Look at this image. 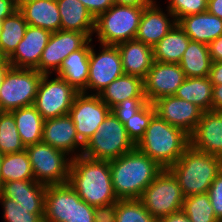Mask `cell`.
Returning <instances> with one entry per match:
<instances>
[{
	"instance_id": "6da1fadb",
	"label": "cell",
	"mask_w": 222,
	"mask_h": 222,
	"mask_svg": "<svg viewBox=\"0 0 222 222\" xmlns=\"http://www.w3.org/2000/svg\"><path fill=\"white\" fill-rule=\"evenodd\" d=\"M69 185L78 196L93 207L117 202L108 160L78 156L72 158Z\"/></svg>"
},
{
	"instance_id": "7a4b0ae2",
	"label": "cell",
	"mask_w": 222,
	"mask_h": 222,
	"mask_svg": "<svg viewBox=\"0 0 222 222\" xmlns=\"http://www.w3.org/2000/svg\"><path fill=\"white\" fill-rule=\"evenodd\" d=\"M113 189L118 199H140L163 168L136 147L110 160Z\"/></svg>"
},
{
	"instance_id": "3957f363",
	"label": "cell",
	"mask_w": 222,
	"mask_h": 222,
	"mask_svg": "<svg viewBox=\"0 0 222 222\" xmlns=\"http://www.w3.org/2000/svg\"><path fill=\"white\" fill-rule=\"evenodd\" d=\"M168 169L177 179L186 198L209 191L211 183L222 170V158L189 145Z\"/></svg>"
},
{
	"instance_id": "277c9868",
	"label": "cell",
	"mask_w": 222,
	"mask_h": 222,
	"mask_svg": "<svg viewBox=\"0 0 222 222\" xmlns=\"http://www.w3.org/2000/svg\"><path fill=\"white\" fill-rule=\"evenodd\" d=\"M190 145L189 135L155 114L135 147L163 169L172 166Z\"/></svg>"
},
{
	"instance_id": "5b68a950",
	"label": "cell",
	"mask_w": 222,
	"mask_h": 222,
	"mask_svg": "<svg viewBox=\"0 0 222 222\" xmlns=\"http://www.w3.org/2000/svg\"><path fill=\"white\" fill-rule=\"evenodd\" d=\"M144 8L114 4L100 14L94 31L100 44L117 46L135 39Z\"/></svg>"
},
{
	"instance_id": "8992f818",
	"label": "cell",
	"mask_w": 222,
	"mask_h": 222,
	"mask_svg": "<svg viewBox=\"0 0 222 222\" xmlns=\"http://www.w3.org/2000/svg\"><path fill=\"white\" fill-rule=\"evenodd\" d=\"M134 148L135 144L128 137L124 124L110 112L84 145L82 156L110 161Z\"/></svg>"
},
{
	"instance_id": "52a82bcc",
	"label": "cell",
	"mask_w": 222,
	"mask_h": 222,
	"mask_svg": "<svg viewBox=\"0 0 222 222\" xmlns=\"http://www.w3.org/2000/svg\"><path fill=\"white\" fill-rule=\"evenodd\" d=\"M140 200L158 220L182 211L185 197L173 173L165 168L145 188Z\"/></svg>"
},
{
	"instance_id": "ba28073f",
	"label": "cell",
	"mask_w": 222,
	"mask_h": 222,
	"mask_svg": "<svg viewBox=\"0 0 222 222\" xmlns=\"http://www.w3.org/2000/svg\"><path fill=\"white\" fill-rule=\"evenodd\" d=\"M25 150L36 182L45 186L68 183L72 158L66 152L43 141L27 146Z\"/></svg>"
},
{
	"instance_id": "9c48e42d",
	"label": "cell",
	"mask_w": 222,
	"mask_h": 222,
	"mask_svg": "<svg viewBox=\"0 0 222 222\" xmlns=\"http://www.w3.org/2000/svg\"><path fill=\"white\" fill-rule=\"evenodd\" d=\"M42 76L37 69L10 67L0 86V112L33 105Z\"/></svg>"
},
{
	"instance_id": "30bf717a",
	"label": "cell",
	"mask_w": 222,
	"mask_h": 222,
	"mask_svg": "<svg viewBox=\"0 0 222 222\" xmlns=\"http://www.w3.org/2000/svg\"><path fill=\"white\" fill-rule=\"evenodd\" d=\"M49 76L43 74L41 77L33 103L44 120L69 114L74 98L79 93L60 76L51 80Z\"/></svg>"
},
{
	"instance_id": "8fae6325",
	"label": "cell",
	"mask_w": 222,
	"mask_h": 222,
	"mask_svg": "<svg viewBox=\"0 0 222 222\" xmlns=\"http://www.w3.org/2000/svg\"><path fill=\"white\" fill-rule=\"evenodd\" d=\"M100 45L102 51L99 50L100 53L96 54L94 46L90 44L87 94L98 95L112 81L124 75L118 47L114 45Z\"/></svg>"
},
{
	"instance_id": "7c38bea8",
	"label": "cell",
	"mask_w": 222,
	"mask_h": 222,
	"mask_svg": "<svg viewBox=\"0 0 222 222\" xmlns=\"http://www.w3.org/2000/svg\"><path fill=\"white\" fill-rule=\"evenodd\" d=\"M110 112V107L99 95L82 92L75 96L69 115L75 124L77 136L84 145Z\"/></svg>"
},
{
	"instance_id": "4fadbf2b",
	"label": "cell",
	"mask_w": 222,
	"mask_h": 222,
	"mask_svg": "<svg viewBox=\"0 0 222 222\" xmlns=\"http://www.w3.org/2000/svg\"><path fill=\"white\" fill-rule=\"evenodd\" d=\"M89 40L85 33L77 31L52 32L36 69L42 74L51 75L53 71L57 72L66 57L81 49Z\"/></svg>"
},
{
	"instance_id": "5bb4252c",
	"label": "cell",
	"mask_w": 222,
	"mask_h": 222,
	"mask_svg": "<svg viewBox=\"0 0 222 222\" xmlns=\"http://www.w3.org/2000/svg\"><path fill=\"white\" fill-rule=\"evenodd\" d=\"M185 78L179 64L154 61L143 79L145 99L154 103L162 97L174 96Z\"/></svg>"
},
{
	"instance_id": "9a60e30c",
	"label": "cell",
	"mask_w": 222,
	"mask_h": 222,
	"mask_svg": "<svg viewBox=\"0 0 222 222\" xmlns=\"http://www.w3.org/2000/svg\"><path fill=\"white\" fill-rule=\"evenodd\" d=\"M156 114L172 126L190 135L201 119L203 110L197 105L176 96H166L153 103Z\"/></svg>"
},
{
	"instance_id": "2e32d148",
	"label": "cell",
	"mask_w": 222,
	"mask_h": 222,
	"mask_svg": "<svg viewBox=\"0 0 222 222\" xmlns=\"http://www.w3.org/2000/svg\"><path fill=\"white\" fill-rule=\"evenodd\" d=\"M42 141L68 155L71 153V158L81 156L84 148L69 114L44 120Z\"/></svg>"
},
{
	"instance_id": "e0dca14e",
	"label": "cell",
	"mask_w": 222,
	"mask_h": 222,
	"mask_svg": "<svg viewBox=\"0 0 222 222\" xmlns=\"http://www.w3.org/2000/svg\"><path fill=\"white\" fill-rule=\"evenodd\" d=\"M51 35L48 30L28 25L23 39L7 58L11 67L36 69Z\"/></svg>"
},
{
	"instance_id": "ac0fdd59",
	"label": "cell",
	"mask_w": 222,
	"mask_h": 222,
	"mask_svg": "<svg viewBox=\"0 0 222 222\" xmlns=\"http://www.w3.org/2000/svg\"><path fill=\"white\" fill-rule=\"evenodd\" d=\"M189 137L192 147L222 158V112L203 111L198 125Z\"/></svg>"
},
{
	"instance_id": "d6986e66",
	"label": "cell",
	"mask_w": 222,
	"mask_h": 222,
	"mask_svg": "<svg viewBox=\"0 0 222 222\" xmlns=\"http://www.w3.org/2000/svg\"><path fill=\"white\" fill-rule=\"evenodd\" d=\"M156 3L144 8L135 38L152 48L177 24L174 15L168 9L165 14Z\"/></svg>"
},
{
	"instance_id": "ffe728a7",
	"label": "cell",
	"mask_w": 222,
	"mask_h": 222,
	"mask_svg": "<svg viewBox=\"0 0 222 222\" xmlns=\"http://www.w3.org/2000/svg\"><path fill=\"white\" fill-rule=\"evenodd\" d=\"M124 74L144 79L154 62L153 48L136 39L117 45Z\"/></svg>"
},
{
	"instance_id": "44dd1931",
	"label": "cell",
	"mask_w": 222,
	"mask_h": 222,
	"mask_svg": "<svg viewBox=\"0 0 222 222\" xmlns=\"http://www.w3.org/2000/svg\"><path fill=\"white\" fill-rule=\"evenodd\" d=\"M177 24L191 41L206 45L222 35V19L208 11L182 17Z\"/></svg>"
},
{
	"instance_id": "7402d4cb",
	"label": "cell",
	"mask_w": 222,
	"mask_h": 222,
	"mask_svg": "<svg viewBox=\"0 0 222 222\" xmlns=\"http://www.w3.org/2000/svg\"><path fill=\"white\" fill-rule=\"evenodd\" d=\"M90 39L81 49L72 52L62 62L56 75L66 80L79 93L87 94L89 74Z\"/></svg>"
},
{
	"instance_id": "603a6c76",
	"label": "cell",
	"mask_w": 222,
	"mask_h": 222,
	"mask_svg": "<svg viewBox=\"0 0 222 222\" xmlns=\"http://www.w3.org/2000/svg\"><path fill=\"white\" fill-rule=\"evenodd\" d=\"M28 25L50 32L61 30V17L57 0H32L18 8Z\"/></svg>"
},
{
	"instance_id": "cb8c5ba5",
	"label": "cell",
	"mask_w": 222,
	"mask_h": 222,
	"mask_svg": "<svg viewBox=\"0 0 222 222\" xmlns=\"http://www.w3.org/2000/svg\"><path fill=\"white\" fill-rule=\"evenodd\" d=\"M61 30L85 33L90 39L95 31V18L79 0H57Z\"/></svg>"
},
{
	"instance_id": "d4e9b609",
	"label": "cell",
	"mask_w": 222,
	"mask_h": 222,
	"mask_svg": "<svg viewBox=\"0 0 222 222\" xmlns=\"http://www.w3.org/2000/svg\"><path fill=\"white\" fill-rule=\"evenodd\" d=\"M46 187L35 180H15L3 183L0 194L24 208H44Z\"/></svg>"
},
{
	"instance_id": "484cf974",
	"label": "cell",
	"mask_w": 222,
	"mask_h": 222,
	"mask_svg": "<svg viewBox=\"0 0 222 222\" xmlns=\"http://www.w3.org/2000/svg\"><path fill=\"white\" fill-rule=\"evenodd\" d=\"M98 95L110 109L125 99L145 98L143 79L124 74L112 81Z\"/></svg>"
},
{
	"instance_id": "4316f807",
	"label": "cell",
	"mask_w": 222,
	"mask_h": 222,
	"mask_svg": "<svg viewBox=\"0 0 222 222\" xmlns=\"http://www.w3.org/2000/svg\"><path fill=\"white\" fill-rule=\"evenodd\" d=\"M71 186L69 183L46 187L44 222H70Z\"/></svg>"
},
{
	"instance_id": "83f0119b",
	"label": "cell",
	"mask_w": 222,
	"mask_h": 222,
	"mask_svg": "<svg viewBox=\"0 0 222 222\" xmlns=\"http://www.w3.org/2000/svg\"><path fill=\"white\" fill-rule=\"evenodd\" d=\"M191 39L176 24L154 47V61L179 63Z\"/></svg>"
},
{
	"instance_id": "f1b7e54d",
	"label": "cell",
	"mask_w": 222,
	"mask_h": 222,
	"mask_svg": "<svg viewBox=\"0 0 222 222\" xmlns=\"http://www.w3.org/2000/svg\"><path fill=\"white\" fill-rule=\"evenodd\" d=\"M25 147L42 141L44 119L37 109L31 105L10 112Z\"/></svg>"
},
{
	"instance_id": "f546056e",
	"label": "cell",
	"mask_w": 222,
	"mask_h": 222,
	"mask_svg": "<svg viewBox=\"0 0 222 222\" xmlns=\"http://www.w3.org/2000/svg\"><path fill=\"white\" fill-rule=\"evenodd\" d=\"M174 96L211 111L213 85L209 77H186Z\"/></svg>"
},
{
	"instance_id": "4dcf8cb0",
	"label": "cell",
	"mask_w": 222,
	"mask_h": 222,
	"mask_svg": "<svg viewBox=\"0 0 222 222\" xmlns=\"http://www.w3.org/2000/svg\"><path fill=\"white\" fill-rule=\"evenodd\" d=\"M178 64L185 77H209L212 61L208 45L190 41Z\"/></svg>"
},
{
	"instance_id": "1f68e13d",
	"label": "cell",
	"mask_w": 222,
	"mask_h": 222,
	"mask_svg": "<svg viewBox=\"0 0 222 222\" xmlns=\"http://www.w3.org/2000/svg\"><path fill=\"white\" fill-rule=\"evenodd\" d=\"M27 27V21L19 9L2 20L0 53L5 58H8L15 51L19 42L23 39Z\"/></svg>"
},
{
	"instance_id": "d6a6232c",
	"label": "cell",
	"mask_w": 222,
	"mask_h": 222,
	"mask_svg": "<svg viewBox=\"0 0 222 222\" xmlns=\"http://www.w3.org/2000/svg\"><path fill=\"white\" fill-rule=\"evenodd\" d=\"M0 171L3 183L15 180H35L26 150L3 154Z\"/></svg>"
},
{
	"instance_id": "836d02e7",
	"label": "cell",
	"mask_w": 222,
	"mask_h": 222,
	"mask_svg": "<svg viewBox=\"0 0 222 222\" xmlns=\"http://www.w3.org/2000/svg\"><path fill=\"white\" fill-rule=\"evenodd\" d=\"M182 212L190 222H220L215 216L208 193L186 197Z\"/></svg>"
},
{
	"instance_id": "e575fe53",
	"label": "cell",
	"mask_w": 222,
	"mask_h": 222,
	"mask_svg": "<svg viewBox=\"0 0 222 222\" xmlns=\"http://www.w3.org/2000/svg\"><path fill=\"white\" fill-rule=\"evenodd\" d=\"M24 150L13 115L10 112H0V153H18Z\"/></svg>"
},
{
	"instance_id": "d590c367",
	"label": "cell",
	"mask_w": 222,
	"mask_h": 222,
	"mask_svg": "<svg viewBox=\"0 0 222 222\" xmlns=\"http://www.w3.org/2000/svg\"><path fill=\"white\" fill-rule=\"evenodd\" d=\"M5 222H44V208H24L16 202L0 194Z\"/></svg>"
},
{
	"instance_id": "8d00e7d4",
	"label": "cell",
	"mask_w": 222,
	"mask_h": 222,
	"mask_svg": "<svg viewBox=\"0 0 222 222\" xmlns=\"http://www.w3.org/2000/svg\"><path fill=\"white\" fill-rule=\"evenodd\" d=\"M116 222H157L140 199H119Z\"/></svg>"
},
{
	"instance_id": "74e56055",
	"label": "cell",
	"mask_w": 222,
	"mask_h": 222,
	"mask_svg": "<svg viewBox=\"0 0 222 222\" xmlns=\"http://www.w3.org/2000/svg\"><path fill=\"white\" fill-rule=\"evenodd\" d=\"M155 114L156 110L153 103L147 102L135 115L124 123L128 137L135 145L144 136L149 122Z\"/></svg>"
},
{
	"instance_id": "f35d334b",
	"label": "cell",
	"mask_w": 222,
	"mask_h": 222,
	"mask_svg": "<svg viewBox=\"0 0 222 222\" xmlns=\"http://www.w3.org/2000/svg\"><path fill=\"white\" fill-rule=\"evenodd\" d=\"M167 9L176 21L182 17L199 14L208 10V0H168Z\"/></svg>"
},
{
	"instance_id": "ab89813d",
	"label": "cell",
	"mask_w": 222,
	"mask_h": 222,
	"mask_svg": "<svg viewBox=\"0 0 222 222\" xmlns=\"http://www.w3.org/2000/svg\"><path fill=\"white\" fill-rule=\"evenodd\" d=\"M70 222H94V207L83 201L72 187Z\"/></svg>"
},
{
	"instance_id": "60d3db41",
	"label": "cell",
	"mask_w": 222,
	"mask_h": 222,
	"mask_svg": "<svg viewBox=\"0 0 222 222\" xmlns=\"http://www.w3.org/2000/svg\"><path fill=\"white\" fill-rule=\"evenodd\" d=\"M148 101L145 98L125 99L111 109V112L124 124Z\"/></svg>"
},
{
	"instance_id": "b9f144b4",
	"label": "cell",
	"mask_w": 222,
	"mask_h": 222,
	"mask_svg": "<svg viewBox=\"0 0 222 222\" xmlns=\"http://www.w3.org/2000/svg\"><path fill=\"white\" fill-rule=\"evenodd\" d=\"M207 193L216 218L222 222V170L211 183Z\"/></svg>"
},
{
	"instance_id": "7bdbcfd3",
	"label": "cell",
	"mask_w": 222,
	"mask_h": 222,
	"mask_svg": "<svg viewBox=\"0 0 222 222\" xmlns=\"http://www.w3.org/2000/svg\"><path fill=\"white\" fill-rule=\"evenodd\" d=\"M117 202L94 207V222H116Z\"/></svg>"
},
{
	"instance_id": "ee69618b",
	"label": "cell",
	"mask_w": 222,
	"mask_h": 222,
	"mask_svg": "<svg viewBox=\"0 0 222 222\" xmlns=\"http://www.w3.org/2000/svg\"><path fill=\"white\" fill-rule=\"evenodd\" d=\"M96 19L114 5L113 0H79Z\"/></svg>"
},
{
	"instance_id": "f6af8a7d",
	"label": "cell",
	"mask_w": 222,
	"mask_h": 222,
	"mask_svg": "<svg viewBox=\"0 0 222 222\" xmlns=\"http://www.w3.org/2000/svg\"><path fill=\"white\" fill-rule=\"evenodd\" d=\"M212 63L222 62V35L208 44Z\"/></svg>"
},
{
	"instance_id": "bcb514c9",
	"label": "cell",
	"mask_w": 222,
	"mask_h": 222,
	"mask_svg": "<svg viewBox=\"0 0 222 222\" xmlns=\"http://www.w3.org/2000/svg\"><path fill=\"white\" fill-rule=\"evenodd\" d=\"M209 79L213 86L222 84V62L211 64Z\"/></svg>"
},
{
	"instance_id": "7dc6e473",
	"label": "cell",
	"mask_w": 222,
	"mask_h": 222,
	"mask_svg": "<svg viewBox=\"0 0 222 222\" xmlns=\"http://www.w3.org/2000/svg\"><path fill=\"white\" fill-rule=\"evenodd\" d=\"M17 9L14 0H0V20H4Z\"/></svg>"
},
{
	"instance_id": "c3c4849f",
	"label": "cell",
	"mask_w": 222,
	"mask_h": 222,
	"mask_svg": "<svg viewBox=\"0 0 222 222\" xmlns=\"http://www.w3.org/2000/svg\"><path fill=\"white\" fill-rule=\"evenodd\" d=\"M211 110L222 112V84L213 86Z\"/></svg>"
},
{
	"instance_id": "681fc988",
	"label": "cell",
	"mask_w": 222,
	"mask_h": 222,
	"mask_svg": "<svg viewBox=\"0 0 222 222\" xmlns=\"http://www.w3.org/2000/svg\"><path fill=\"white\" fill-rule=\"evenodd\" d=\"M155 0H113L114 4L134 7H148Z\"/></svg>"
},
{
	"instance_id": "f907efd6",
	"label": "cell",
	"mask_w": 222,
	"mask_h": 222,
	"mask_svg": "<svg viewBox=\"0 0 222 222\" xmlns=\"http://www.w3.org/2000/svg\"><path fill=\"white\" fill-rule=\"evenodd\" d=\"M207 11L222 19V0H208Z\"/></svg>"
},
{
	"instance_id": "816d5d0a",
	"label": "cell",
	"mask_w": 222,
	"mask_h": 222,
	"mask_svg": "<svg viewBox=\"0 0 222 222\" xmlns=\"http://www.w3.org/2000/svg\"><path fill=\"white\" fill-rule=\"evenodd\" d=\"M157 222H190V220L182 211H180L178 213L162 217L158 219Z\"/></svg>"
},
{
	"instance_id": "f5cc1de1",
	"label": "cell",
	"mask_w": 222,
	"mask_h": 222,
	"mask_svg": "<svg viewBox=\"0 0 222 222\" xmlns=\"http://www.w3.org/2000/svg\"><path fill=\"white\" fill-rule=\"evenodd\" d=\"M11 67V64L8 62L7 58H5L0 53V86L2 84L3 78L7 70Z\"/></svg>"
},
{
	"instance_id": "db71d44e",
	"label": "cell",
	"mask_w": 222,
	"mask_h": 222,
	"mask_svg": "<svg viewBox=\"0 0 222 222\" xmlns=\"http://www.w3.org/2000/svg\"><path fill=\"white\" fill-rule=\"evenodd\" d=\"M28 1H32V0H14L15 5L17 6V8H19L22 4H24Z\"/></svg>"
},
{
	"instance_id": "11a10c76",
	"label": "cell",
	"mask_w": 222,
	"mask_h": 222,
	"mask_svg": "<svg viewBox=\"0 0 222 222\" xmlns=\"http://www.w3.org/2000/svg\"><path fill=\"white\" fill-rule=\"evenodd\" d=\"M2 157H3V154L0 153V168H1ZM2 185H3V182H2L1 171H0V191H1Z\"/></svg>"
},
{
	"instance_id": "9f6ffc18",
	"label": "cell",
	"mask_w": 222,
	"mask_h": 222,
	"mask_svg": "<svg viewBox=\"0 0 222 222\" xmlns=\"http://www.w3.org/2000/svg\"><path fill=\"white\" fill-rule=\"evenodd\" d=\"M1 25H2V20H0V32H1Z\"/></svg>"
}]
</instances>
